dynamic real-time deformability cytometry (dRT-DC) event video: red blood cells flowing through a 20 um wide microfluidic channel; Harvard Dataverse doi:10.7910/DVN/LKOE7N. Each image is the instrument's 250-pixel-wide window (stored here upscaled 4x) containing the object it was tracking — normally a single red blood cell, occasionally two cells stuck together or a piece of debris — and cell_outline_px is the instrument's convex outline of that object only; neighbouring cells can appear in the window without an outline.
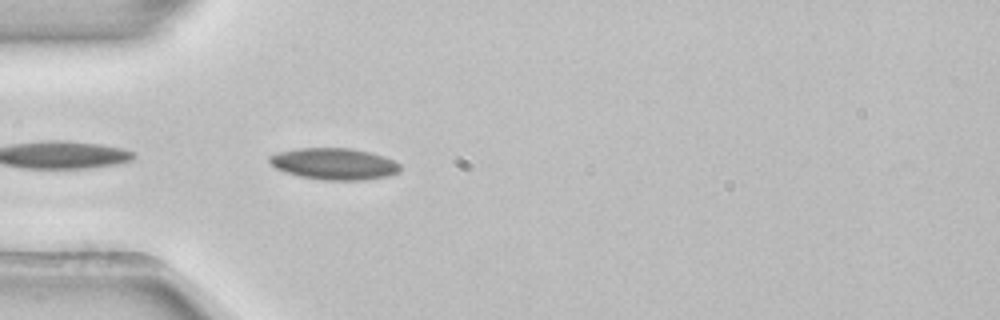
{"species": "common noctule bat (a hibernating species)", "species_latin": "Nyctalus noctula", "temperature_condition": "room temperature", "stored_images_in_passage": 4, "camera_frame_rate_fps": 3000, "um_per_image_px": 0.085, "animal": {"sex": "female", "body_mass_g": 22.7, "forearm_length_mm": 54.2}, "frame": {"image": 1, "passage_image": 4, "time_ms": 1.0, "image_size_px": [1000, 320], "cell_outline_px": [[400, 172], [388, 176], [364, 180], [324, 180], [300, 176], [284, 172], [276, 168], [268, 160], [268, 156], [280, 152], [296, 148], [352, 148], [384, 156], [400, 164]], "centroid_in_image_um": [28.41, 13.93], "position_along_channel_um": 56.6, "area_um2": 24.04}}